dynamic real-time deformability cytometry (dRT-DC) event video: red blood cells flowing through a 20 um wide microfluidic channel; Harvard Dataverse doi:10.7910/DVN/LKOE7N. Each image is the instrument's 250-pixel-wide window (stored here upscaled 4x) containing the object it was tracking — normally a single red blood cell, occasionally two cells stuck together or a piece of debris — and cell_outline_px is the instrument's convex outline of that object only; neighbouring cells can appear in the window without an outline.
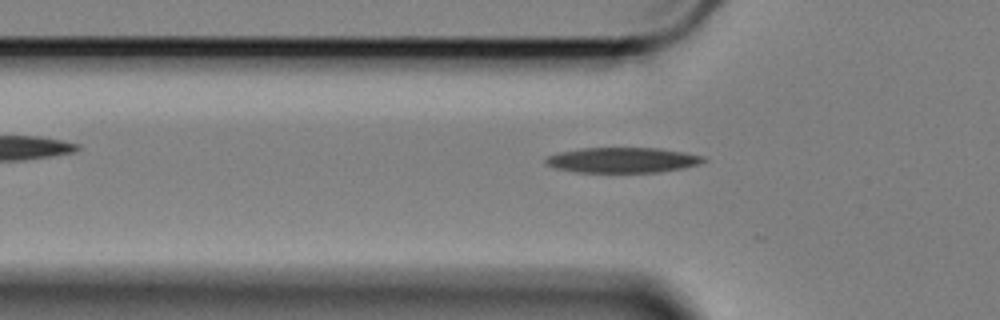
{"species": "Egyptian fruit bat (a non-hibernating species)", "species_latin": "Rousettus aegyptiacus", "temperature_condition": "cold", "stored_images_in_passage": 29, "camera_frame_rate_fps": 3000, "um_per_image_px": 0.085, "animal": {"sex": "female"}, "frame": {"image": 1, "passage_image": 16, "time_ms": 5.0, "image_size_px": [1000, 320], "cell_outline_px": [[708, 160], [700, 164], [684, 168], [660, 172], [576, 172], [556, 168], [548, 164], [544, 160], [548, 156], [560, 152], [580, 148], [660, 148], [684, 152], [704, 156]], "centroid_in_image_um": [52.98, 13.6], "position_along_channel_um": 72.8, "area_um2": 23.29}}
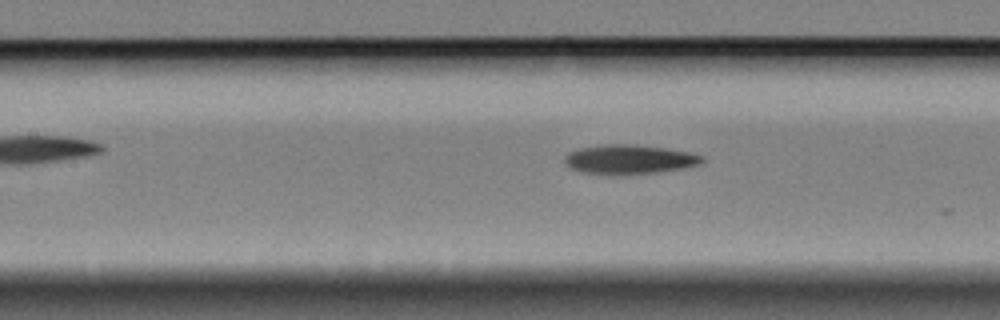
{"frame": {"image": 2, "passage_image": 23, "time_ms": 7.333, "image_size_px": [1000, 320], "cell_outline_px": [[704, 160], [700, 164], [688, 168], [660, 172], [616, 176], [612, 176], [584, 172], [572, 168], [564, 160], [572, 152], [580, 148], [608, 144], [632, 144], [664, 148], [692, 152], [704, 156]], "centroid_in_image_um": [53.6, 13.57], "position_along_channel_um": 153.8, "area_um2": 23.64}}
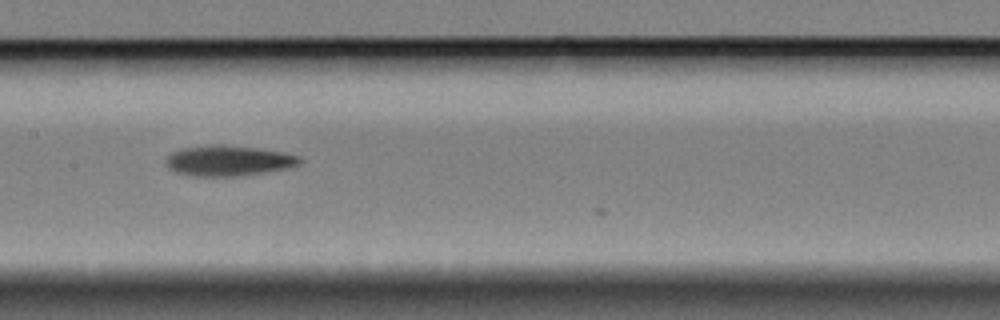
{"frame": {"image": 3, "passage_image": 26, "time_ms": 8.333, "image_size_px": [1000, 320], "cell_outline_px": [[304, 160], [300, 164], [288, 168], [264, 172], [236, 176], [192, 176], [176, 172], [168, 168], [168, 156], [172, 152], [184, 148], [220, 144], [252, 148], [280, 152], [300, 156]], "centroid_in_image_um": [19.44, 13.67], "position_along_channel_um": 188.0, "area_um2": 23.29}}